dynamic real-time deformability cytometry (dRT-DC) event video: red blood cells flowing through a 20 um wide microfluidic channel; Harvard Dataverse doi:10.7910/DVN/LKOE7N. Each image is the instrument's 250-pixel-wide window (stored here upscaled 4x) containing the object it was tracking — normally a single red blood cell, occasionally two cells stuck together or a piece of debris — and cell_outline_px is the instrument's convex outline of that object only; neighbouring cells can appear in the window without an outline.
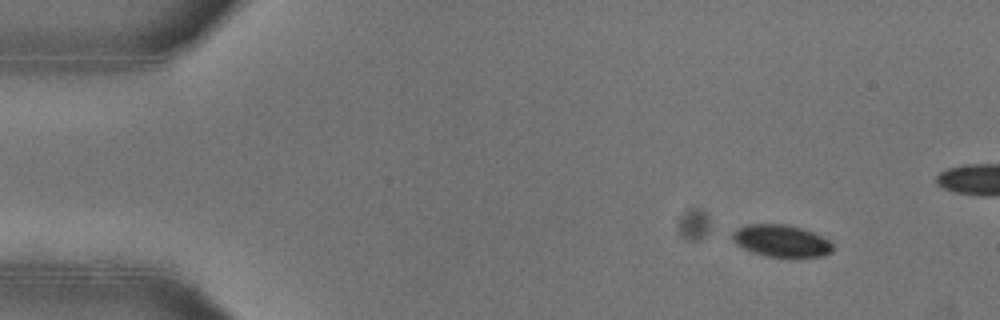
{"species": "common noctule bat (a hibernating species)", "species_latin": "Nyctalus noctula", "temperature_condition": "warm", "stored_images_in_passage": 55, "camera_frame_rate_fps": 3000, "um_per_image_px": 0.085, "animal": {"sex": "female"}, "frame": {"image": 1, "passage_image": 7, "time_ms": 2.0, "image_size_px": [1000, 320], "cell_outline_px": [[832, 252], [824, 256], [764, 256], [752, 252], [736, 244], [732, 240], [732, 232], [736, 228], [748, 224], [788, 224], [812, 232], [828, 240], [832, 244]], "centroid_in_image_um": [66.36, 20.46], "position_along_channel_um": 18.6, "area_um2": 18.55}}
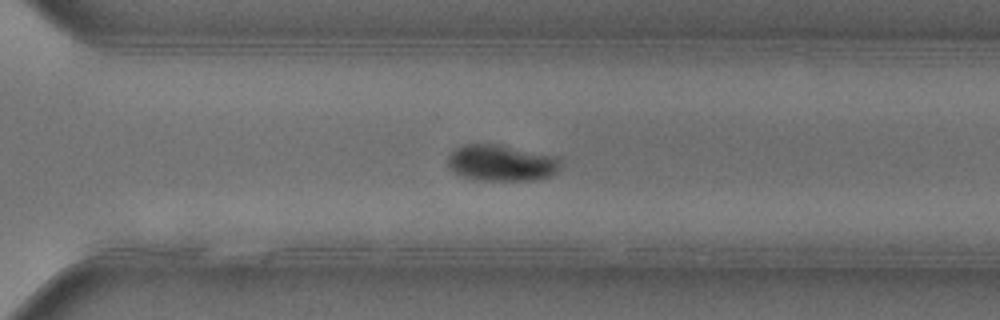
{"frame": {"image": 2, "passage_image": 38, "time_ms": 12.333, "image_size_px": [1000, 320], "cell_outline_px": [[560, 168], [552, 176], [536, 180], [476, 180], [464, 176], [456, 172], [448, 164], [448, 156], [456, 148], [464, 144], [496, 144], [560, 156]], "centroid_in_image_um": [42.69, 13.84], "position_along_channel_um": 327.9, "area_um2": 23.87}}
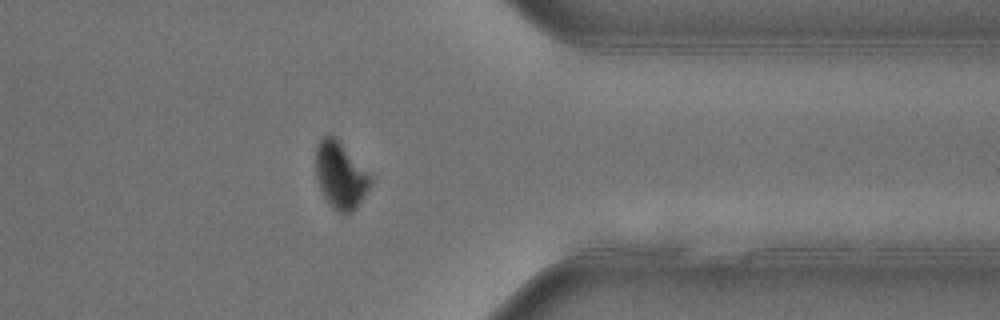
{"frame": {"image": 3, "passage_image": 43, "time_ms": 14.0, "image_size_px": [1000, 320], "cell_outline_px": [[372, 180], [368, 188], [356, 208], [352, 212], [344, 216], [332, 208], [328, 204], [316, 180], [316, 144], [324, 136], [332, 136], [372, 176]], "centroid_in_image_um": [28.91, 14.97], "position_along_channel_um": 382.5, "area_um2": 20.87}, "authors_computed_cell_mechanics": {"area_um2": 21.675, "velocity_mm_per_s": 3.9402, "shape_relaxation_time_tau1_ms": 3.5279, "shape_relaxation_time_tau2_ms": 1.9885, "deformation_change_tau1": 0.1121, "deformation_change_tau2": 0.0313}}